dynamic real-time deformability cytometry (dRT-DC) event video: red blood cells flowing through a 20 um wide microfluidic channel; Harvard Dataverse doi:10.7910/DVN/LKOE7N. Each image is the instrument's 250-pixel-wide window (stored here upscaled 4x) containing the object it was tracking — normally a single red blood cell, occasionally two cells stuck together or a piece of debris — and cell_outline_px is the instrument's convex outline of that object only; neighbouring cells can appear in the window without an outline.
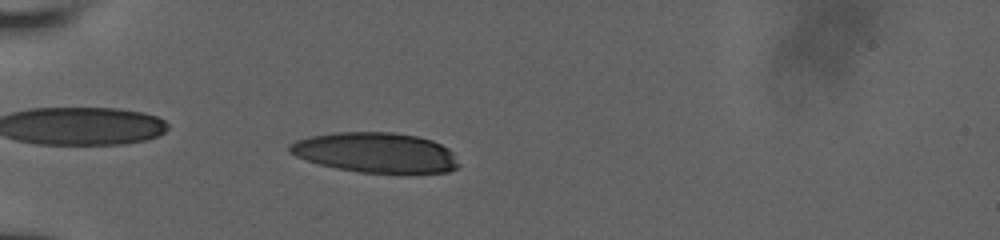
{"species": "human", "species_latin": "Homo sapiens", "temperature_condition": "room temperature", "stored_images_in_passage": 65, "camera_frame_rate_fps": 3000, "um_per_image_px": 0.085, "donor": {"sex": "male"}, "frame": {"image": 1, "passage_image": 25, "time_ms": 6.0, "image_size_px": [1000, 240], "cell_outline_px": [[460, 164], [456, 168], [448, 172], [360, 172], [336, 168], [320, 164], [296, 156], [288, 152], [288, 144], [296, 140], [308, 136], [336, 132], [392, 132], [416, 136], [432, 140], [448, 148], [452, 152]], "centroid_in_image_um": [31.9, 12.95], "position_along_channel_um": 53.1, "area_um2": 39.3}}
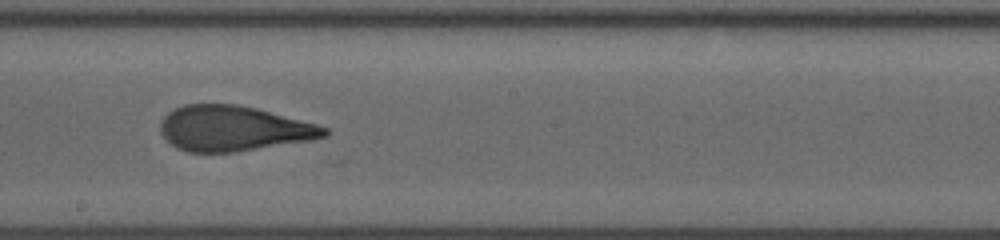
{"frame": {"image": 2, "passage_image": 48, "time_ms": 11.0, "image_size_px": [1000, 240], "cell_outline_px": [[328, 136], [312, 140], [236, 152], [188, 152], [176, 148], [160, 132], [160, 120], [168, 112], [184, 104], [236, 104], [256, 108], [316, 124], [328, 128]], "centroid_in_image_um": [19.83, 10.92], "position_along_channel_um": 228.4, "area_um2": 43.23}}
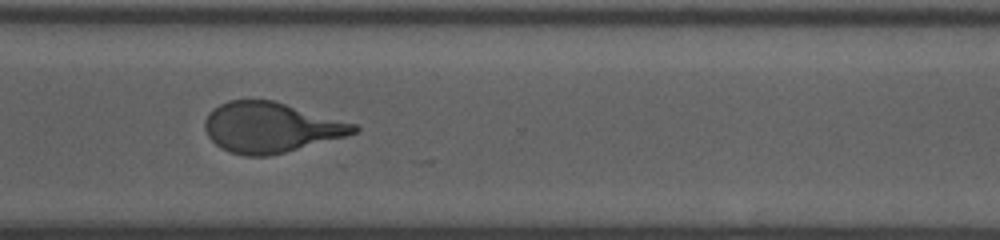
{"frame": {"image": 3, "passage_image": 63, "time_ms": 14.0, "image_size_px": [1000, 240], "cell_outline_px": [[360, 128], [356, 132], [348, 136], [268, 156], [244, 156], [220, 148], [208, 136], [204, 128], [204, 120], [208, 112], [212, 108], [228, 100], [272, 100], [356, 124]], "centroid_in_image_um": [22.98, 10.83], "position_along_channel_um": 347.6, "area_um2": 43.47}}